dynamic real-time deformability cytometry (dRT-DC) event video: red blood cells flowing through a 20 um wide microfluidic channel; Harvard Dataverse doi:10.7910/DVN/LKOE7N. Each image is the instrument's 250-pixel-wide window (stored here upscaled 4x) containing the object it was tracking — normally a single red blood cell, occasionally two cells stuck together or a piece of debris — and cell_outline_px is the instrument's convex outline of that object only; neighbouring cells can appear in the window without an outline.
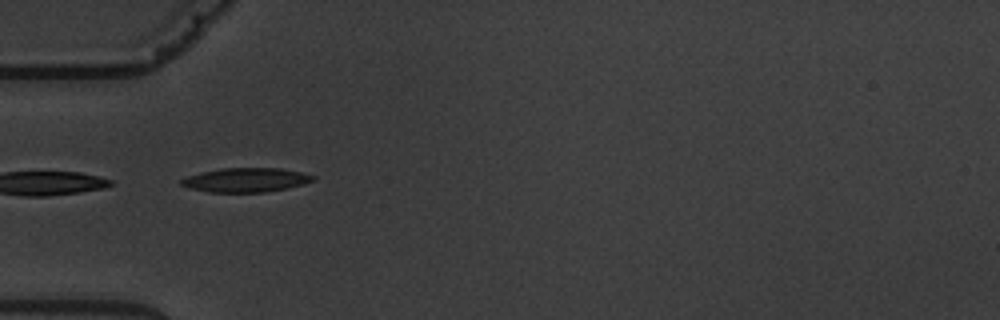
{"species": "common noctule bat (a hibernating species)", "species_latin": "Nyctalus noctula", "temperature_condition": "warm", "stored_images_in_passage": 7, "camera_frame_rate_fps": 3000, "um_per_image_px": 0.085, "animal": {"sex": "male", "body_mass_g": 19.5, "forearm_length_mm": 54.6}, "frame": {"image": 1, "passage_image": 6, "time_ms": 6.0, "image_size_px": [1000, 320], "cell_outline_px": [[316, 180], [284, 188], [264, 192], [208, 192], [192, 188], [180, 184], [180, 180], [188, 176], [200, 172], [220, 168], [280, 168], [300, 172], [316, 176]], "centroid_in_image_um": [20.88, 15.28], "position_along_channel_um": 64.1, "area_um2": 18.32}}